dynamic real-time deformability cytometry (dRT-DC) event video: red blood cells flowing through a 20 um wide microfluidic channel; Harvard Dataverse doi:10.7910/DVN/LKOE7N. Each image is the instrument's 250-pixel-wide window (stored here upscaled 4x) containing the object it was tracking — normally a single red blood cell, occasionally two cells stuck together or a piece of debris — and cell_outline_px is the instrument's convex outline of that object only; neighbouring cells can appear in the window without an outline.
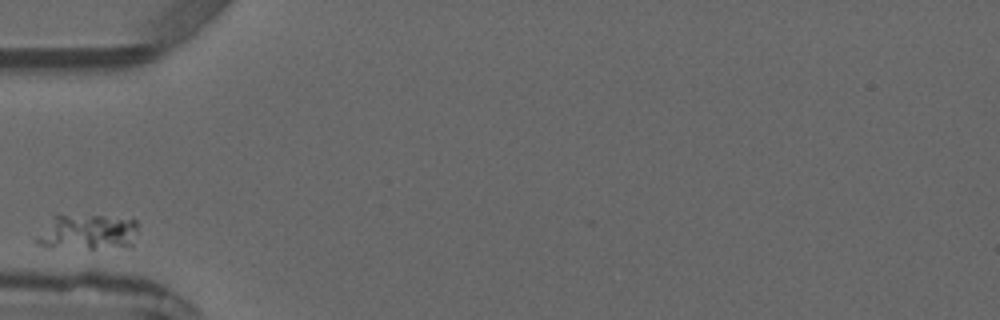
{"species": "common noctule bat (a hibernating species)", "species_latin": "Nyctalus noctula", "temperature_condition": "warm", "stored_images_in_passage": 1, "camera_frame_rate_fps": 3000, "um_per_image_px": 0.085, "animal": {"sex": "male", "forearm_length_mm": 52.5}, "frame": {"image": 1, "passage_image": 1, "time_ms": 0.0, "image_size_px": [1000, 320], "cell_outline_px": [[136, 228], [132, 244], [128, 248], [92, 252], [36, 244], [36, 240], [52, 216], [100, 216], [136, 220]], "centroid_in_image_um": [7.5, 19.82], "position_along_channel_um": 77.5, "area_um2": 21.33}}